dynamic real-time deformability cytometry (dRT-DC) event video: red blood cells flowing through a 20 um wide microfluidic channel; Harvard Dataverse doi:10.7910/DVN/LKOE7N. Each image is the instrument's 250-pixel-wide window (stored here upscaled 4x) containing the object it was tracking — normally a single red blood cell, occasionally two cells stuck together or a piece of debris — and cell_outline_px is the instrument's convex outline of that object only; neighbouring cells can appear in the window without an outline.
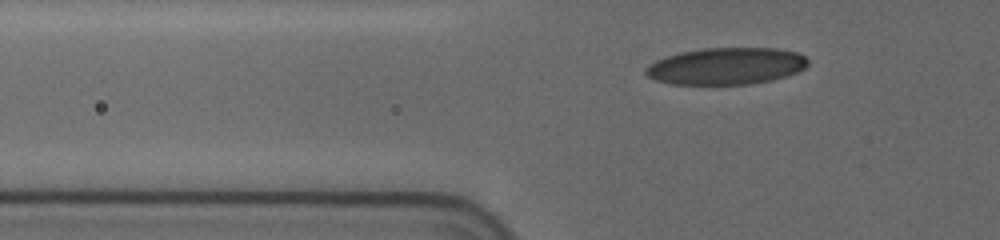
{"species": "human", "species_latin": "Homo sapiens", "temperature_condition": "cold", "stored_images_in_passage": 43, "camera_frame_rate_fps": 3000, "um_per_image_px": 0.085, "donor": {"sex": "female"}, "frame": {"image": 1, "passage_image": 5, "time_ms": 1.0, "image_size_px": [1000, 240], "cell_outline_px": [[808, 64], [804, 68], [788, 76], [772, 80], [748, 84], [672, 84], [656, 80], [648, 76], [644, 72], [644, 68], [648, 64], [656, 60], [680, 52], [704, 48], [776, 48], [796, 52], [804, 56], [808, 60]], "centroid_in_image_um": [61.72, 5.62], "position_along_channel_um": 64.1, "area_um2": 34.85}}
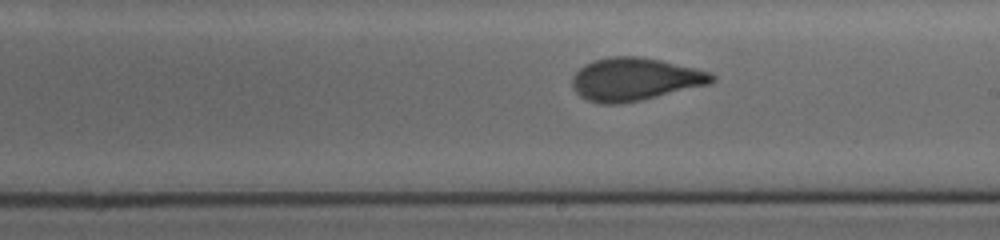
{"frame": {"image": 2, "passage_image": 27, "time_ms": 6.0, "image_size_px": [1000, 240], "cell_outline_px": [[716, 80], [708, 84], [640, 100], [620, 104], [600, 104], [588, 100], [580, 96], [572, 88], [572, 76], [584, 64], [608, 56], [636, 56], [660, 60], [712, 72], [716, 76]], "centroid_in_image_um": [53.94, 6.73], "position_along_channel_um": 235.1, "area_um2": 34.74}}
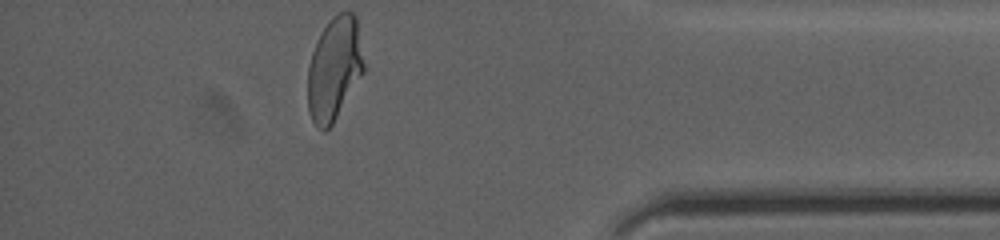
{"frame": {"image": 3, "passage_image": 43, "time_ms": 11.333, "image_size_px": [1000, 240], "cell_outline_px": [[364, 72], [332, 124], [324, 132], [316, 128], [312, 120], [308, 108], [308, 68], [312, 52], [328, 20], [336, 12], [352, 12], [356, 16], [364, 64]], "centroid_in_image_um": [28.41, 5.85], "position_along_channel_um": 406.8, "area_um2": 33.52}, "authors_computed_cell_mechanics": {"area_um2": 34.7956, "velocity_mm_per_s": 3.6611, "shape_relaxation_time_tau1_ms": 5.6494, "shape_relaxation_time_tau2_ms": 0.8285, "deformation_change_tau1": 0.1723, "deformation_change_tau2": 0.0732}}